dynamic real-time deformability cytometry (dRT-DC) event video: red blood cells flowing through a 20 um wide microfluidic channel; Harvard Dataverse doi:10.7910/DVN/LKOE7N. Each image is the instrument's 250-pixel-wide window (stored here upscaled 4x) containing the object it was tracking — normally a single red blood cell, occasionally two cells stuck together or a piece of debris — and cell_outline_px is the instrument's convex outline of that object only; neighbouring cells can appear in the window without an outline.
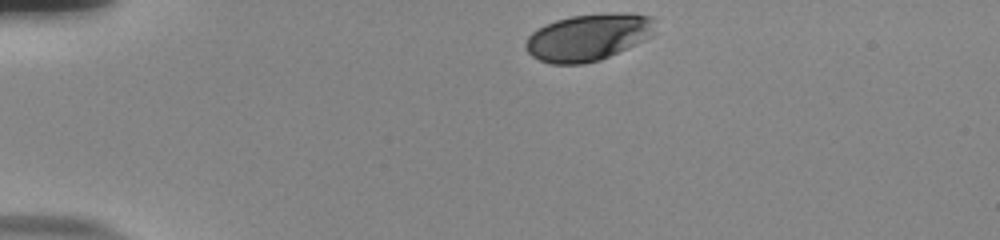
{"species": "human", "species_latin": "Homo sapiens", "temperature_condition": "room temperature", "stored_images_in_passage": 35, "camera_frame_rate_fps": 3000, "um_per_image_px": 0.085, "donor": {"sex": "male"}, "frame": {"image": 1, "passage_image": 1, "time_ms": 0.0, "image_size_px": [1000, 240], "cell_outline_px": [[656, 20], [652, 28], [644, 40], [636, 44], [600, 60], [584, 64], [552, 64], [540, 60], [532, 56], [524, 48], [524, 44], [528, 36], [536, 28], [556, 20], [572, 16], [624, 12], [632, 12], [652, 16]], "centroid_in_image_um": [49.96, 3.16], "position_along_channel_um": 35.0, "area_um2": 35.26}}
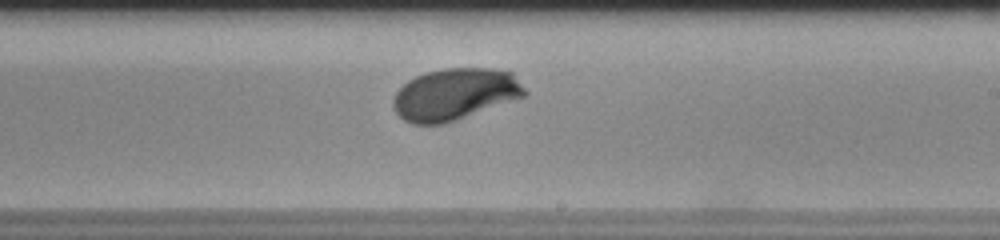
{"frame": {"image": 2, "passage_image": 23, "time_ms": 7.333, "image_size_px": [1000, 240], "cell_outline_px": [[528, 96], [444, 124], [412, 124], [404, 120], [396, 112], [392, 104], [392, 100], [396, 92], [408, 80], [416, 76], [428, 72], [444, 68], [492, 68], [512, 72], [528, 92]], "centroid_in_image_um": [38.7, 8.01], "position_along_channel_um": 250.3, "area_um2": 39.88}}
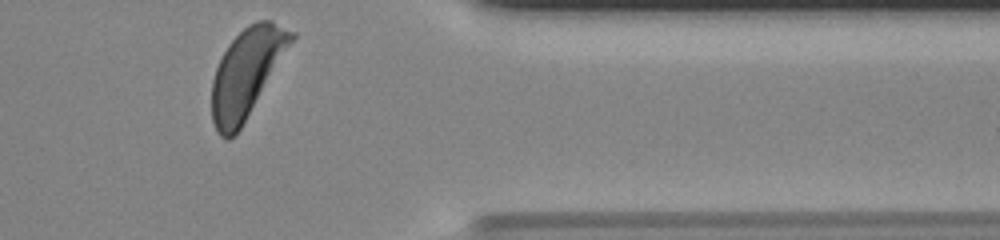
{"frame": {"image": 3, "passage_image": 35, "time_ms": 11.333, "image_size_px": [1000, 240], "cell_outline_px": [[296, 36], [240, 128], [228, 140], [224, 140], [216, 132], [212, 120], [212, 80], [216, 68], [228, 44], [248, 24], [256, 20], [272, 20], [296, 32]], "centroid_in_image_um": [20.95, 6.17], "position_along_channel_um": 390.4, "area_um2": 40.34}, "authors_computed_cell_mechanics": {"area_um2": 38.9572, "velocity_mm_per_s": 3.8071, "shape_relaxation_time_tau1_ms": 2.2684, "shape_relaxation_time_tau2_ms": null, "deformation_change_tau1": 0.1387, "deformation_change_tau2": null}}